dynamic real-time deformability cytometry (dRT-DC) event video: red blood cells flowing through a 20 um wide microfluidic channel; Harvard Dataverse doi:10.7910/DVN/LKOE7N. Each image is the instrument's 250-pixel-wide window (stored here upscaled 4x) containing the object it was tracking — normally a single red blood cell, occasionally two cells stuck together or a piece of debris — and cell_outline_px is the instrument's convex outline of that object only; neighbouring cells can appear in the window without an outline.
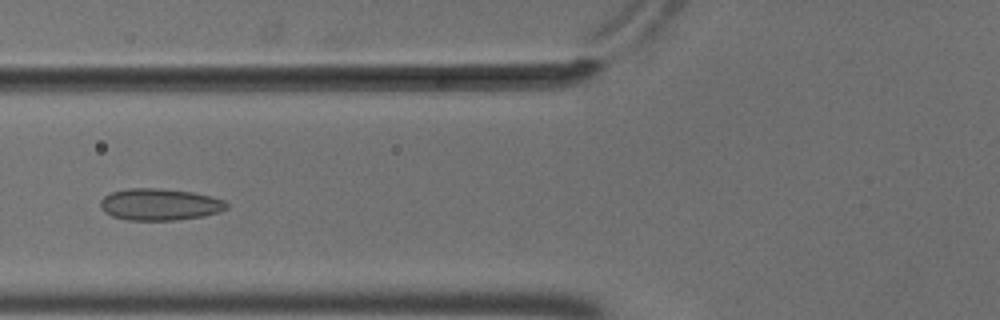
{"species": "common noctule bat (a hibernating species)", "species_latin": "Nyctalus noctula", "temperature_condition": "cold", "stored_images_in_passage": 6, "camera_frame_rate_fps": 3000, "um_per_image_px": 0.085, "animal": {"sex": "male", "body_mass_g": 18.8}, "frame": {"image": 1, "passage_image": 6, "time_ms": 1.667, "image_size_px": [1000, 320], "cell_outline_px": [[228, 208], [220, 212], [204, 216], [176, 220], [128, 220], [112, 216], [104, 212], [100, 208], [100, 200], [104, 196], [112, 192], [128, 188], [160, 188], [192, 192], [224, 200], [228, 204]], "centroid_in_image_um": [13.56, 17.38], "position_along_channel_um": 112.2, "area_um2": 23.47}}